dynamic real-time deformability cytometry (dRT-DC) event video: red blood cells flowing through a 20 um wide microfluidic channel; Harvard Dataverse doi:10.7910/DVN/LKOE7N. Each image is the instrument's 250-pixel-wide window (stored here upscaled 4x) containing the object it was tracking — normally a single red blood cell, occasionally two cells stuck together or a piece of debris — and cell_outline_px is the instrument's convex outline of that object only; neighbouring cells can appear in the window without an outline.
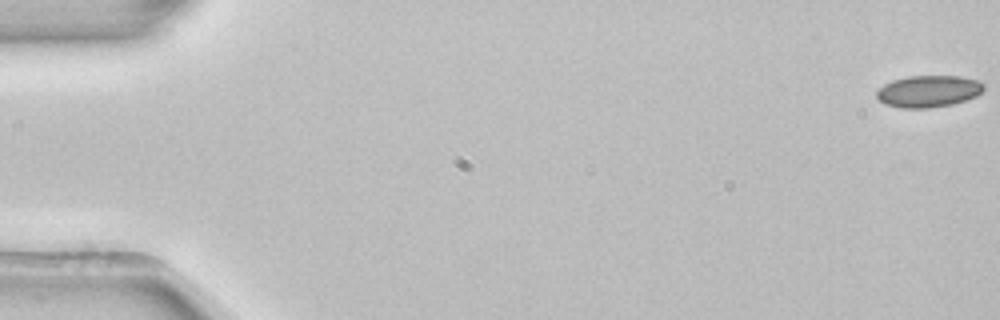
{"species": "common noctule bat (a hibernating species)", "species_latin": "Nyctalus noctula", "temperature_condition": "room temperature", "stored_images_in_passage": 54, "camera_frame_rate_fps": 3000, "um_per_image_px": 0.085, "animal": {"sex": "female", "body_mass_g": 22.7, "forearm_length_mm": 54.2}, "frame": {"image": 1, "passage_image": 1, "time_ms": 0.0, "image_size_px": [1000, 320], "cell_outline_px": [[984, 88], [976, 96], [952, 104], [928, 108], [900, 108], [884, 104], [876, 96], [876, 92], [884, 84], [892, 80], [908, 76], [960, 76], [980, 80], [984, 84]], "centroid_in_image_um": [78.91, 7.75], "position_along_channel_um": 6.1, "area_um2": 19.88}}
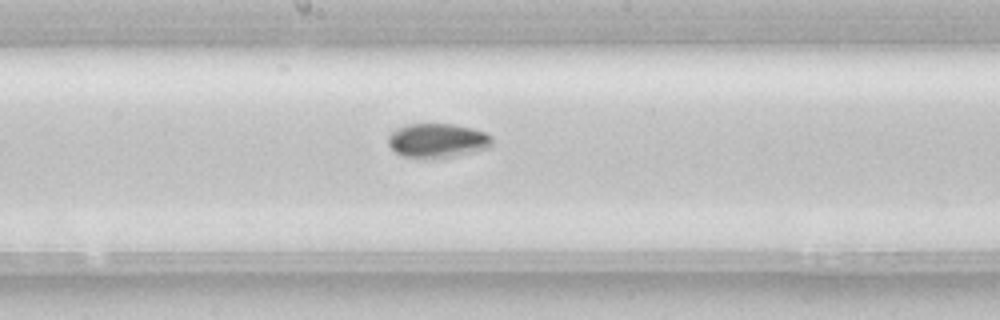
{"frame": {"image": 2, "passage_image": 29, "time_ms": 9.333, "image_size_px": [1000, 320], "cell_outline_px": [[492, 144], [488, 148], [452, 156], [432, 160], [420, 160], [404, 156], [396, 152], [388, 144], [388, 136], [392, 132], [408, 124], [456, 124], [472, 128], [484, 132], [492, 136]], "centroid_in_image_um": [37.17, 11.97], "position_along_channel_um": 211.0, "area_um2": 20.92}}
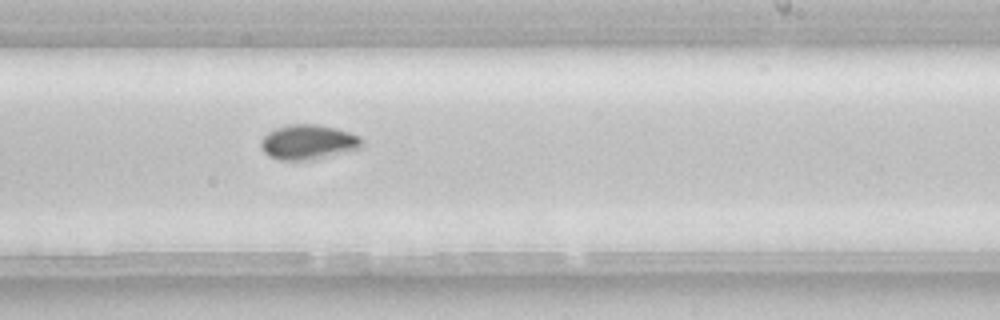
{"frame": {"image": 3, "passage_image": 33, "time_ms": 10.667, "image_size_px": [1000, 320], "cell_outline_px": [[364, 144], [360, 148], [316, 160], [276, 160], [268, 156], [264, 152], [260, 144], [260, 140], [268, 132], [276, 128], [288, 124], [316, 124], [336, 128], [360, 136]], "centroid_in_image_um": [26.19, 12.09], "position_along_channel_um": 262.8, "area_um2": 20.75}, "authors_computed_cell_mechanics": {"area_um2": 20.0277, "velocity_mm_per_s": 3.9126, "shape_relaxation_time_tau1_ms": 5.5362, "shape_relaxation_time_tau2_ms": null, "deformation_change_tau1": 0.0841, "deformation_change_tau2": null}}